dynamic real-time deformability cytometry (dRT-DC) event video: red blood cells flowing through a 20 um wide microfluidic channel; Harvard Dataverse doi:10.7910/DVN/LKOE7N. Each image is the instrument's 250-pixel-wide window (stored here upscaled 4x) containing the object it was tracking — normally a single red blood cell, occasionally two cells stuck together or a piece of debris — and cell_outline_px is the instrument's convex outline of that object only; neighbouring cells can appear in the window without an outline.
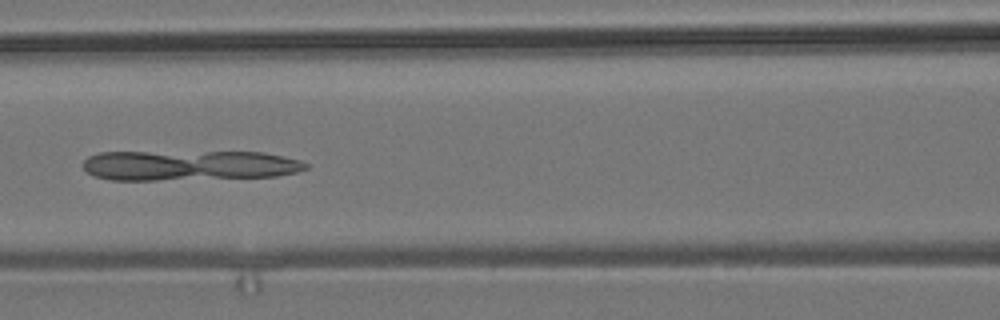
{"species": "common noctule bat (a hibernating species)", "species_latin": "Nyctalus noctula", "temperature_condition": "room temperature", "stored_images_in_passage": 53, "camera_frame_rate_fps": 3000, "um_per_image_px": 0.085, "animal": {"sex": "male", "body_mass_g": 19.2, "forearm_length_mm": 51.8}, "frame": {"image": 1, "passage_image": 23, "time_ms": 7.333, "image_size_px": [1000, 320], "cell_outline_px": [[308, 168], [296, 172], [276, 176], [156, 180], [112, 180], [92, 176], [84, 168], [84, 160], [88, 156], [100, 152], [264, 152], [284, 156], [300, 160], [308, 164]], "centroid_in_image_um": [16.06, 14.05], "position_along_channel_um": 150.5, "area_um2": 39.19}}